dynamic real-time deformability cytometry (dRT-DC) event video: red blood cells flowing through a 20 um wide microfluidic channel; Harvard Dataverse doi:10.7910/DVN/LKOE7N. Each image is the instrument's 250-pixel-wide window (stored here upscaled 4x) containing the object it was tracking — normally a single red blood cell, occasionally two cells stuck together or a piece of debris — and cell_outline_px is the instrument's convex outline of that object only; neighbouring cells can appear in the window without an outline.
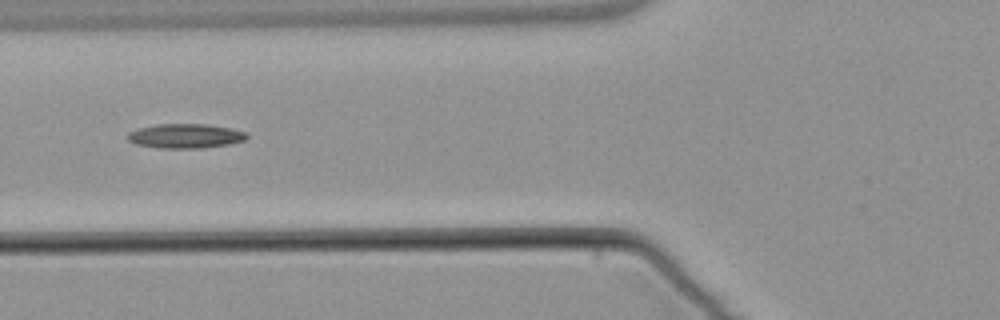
{"species": "common noctule bat (a hibernating species)", "species_latin": "Nyctalus noctula", "temperature_condition": "warm", "stored_images_in_passage": 4, "camera_frame_rate_fps": 3000, "um_per_image_px": 0.085, "animal": {"sex": "male", "body_mass_g": 21.5, "forearm_length_mm": 52.0}, "frame": {"image": 1, "passage_image": 4, "time_ms": 3.667, "image_size_px": [1000, 320], "cell_outline_px": [[248, 136], [244, 140], [228, 144], [200, 148], [160, 148], [136, 144], [128, 140], [128, 132], [140, 128], [156, 124], [204, 124], [228, 128], [244, 132]], "centroid_in_image_um": [15.72, 11.56], "position_along_channel_um": 110.1, "area_um2": 16.65}}